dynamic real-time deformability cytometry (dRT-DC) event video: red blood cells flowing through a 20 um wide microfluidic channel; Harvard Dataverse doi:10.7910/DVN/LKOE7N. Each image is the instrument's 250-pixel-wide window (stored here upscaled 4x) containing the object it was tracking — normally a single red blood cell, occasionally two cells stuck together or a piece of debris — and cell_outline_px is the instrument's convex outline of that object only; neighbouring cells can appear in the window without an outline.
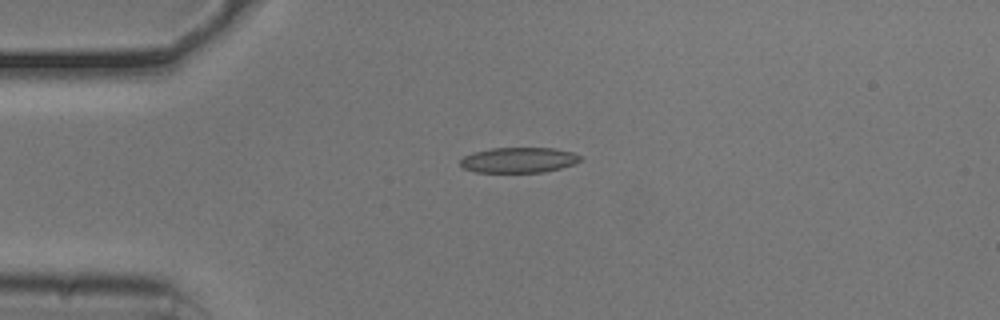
{"species": "common noctule bat (a hibernating species)", "species_latin": "Nyctalus noctula", "temperature_condition": "cold", "stored_images_in_passage": 7, "camera_frame_rate_fps": 3000, "um_per_image_px": 0.085, "animal": {"sex": "male", "body_mass_g": 20.5, "forearm_length_mm": 52.5}, "frame": {"image": 1, "passage_image": 1, "time_ms": 0.0, "image_size_px": [1000, 320], "cell_outline_px": [[580, 160], [572, 164], [560, 168], [544, 172], [476, 172], [464, 168], [460, 164], [460, 160], [464, 156], [472, 152], [492, 148], [552, 148], [572, 152], [580, 156]], "centroid_in_image_um": [44.05, 13.6], "position_along_channel_um": 41.0, "area_um2": 17.57}}
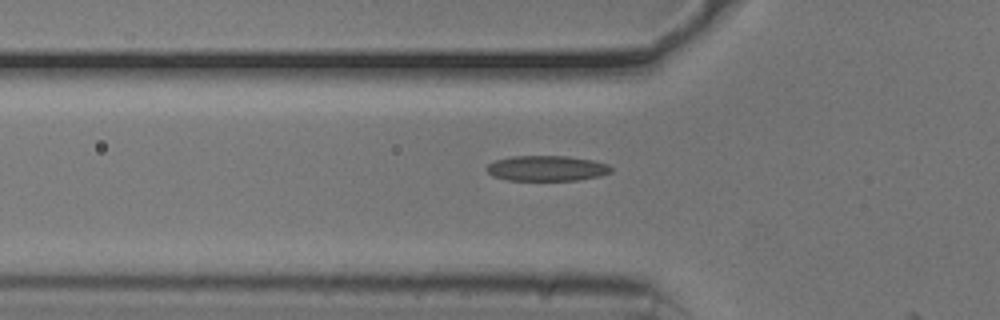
{"frame": {"image": 2, "passage_image": 6, "time_ms": 1.667, "image_size_px": [1000, 320], "cell_outline_px": [[612, 172], [600, 176], [576, 180], [508, 180], [492, 176], [484, 168], [488, 164], [496, 160], [512, 156], [568, 156], [592, 160], [608, 164], [612, 168]], "centroid_in_image_um": [46.47, 14.3], "position_along_channel_um": 79.3, "area_um2": 18.44}}